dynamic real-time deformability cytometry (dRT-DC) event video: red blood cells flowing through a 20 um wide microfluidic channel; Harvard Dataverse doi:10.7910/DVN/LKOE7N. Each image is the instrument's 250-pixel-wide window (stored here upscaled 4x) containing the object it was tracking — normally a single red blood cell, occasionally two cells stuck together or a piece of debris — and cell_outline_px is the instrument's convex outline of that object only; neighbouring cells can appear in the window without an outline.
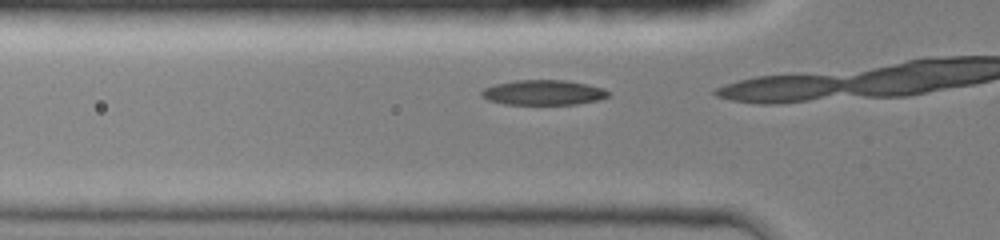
{"species": "common noctule bat (a hibernating species)", "species_latin": "Nyctalus noctula", "temperature_condition": "room temperature", "stored_images_in_passage": 8, "camera_frame_rate_fps": 3000, "um_per_image_px": 0.085, "animal": {"sex": "female", "body_mass_g": 19.0, "forearm_length_mm": 51.5}, "frame": {"image": 1, "passage_image": 7, "time_ms": 2.0, "image_size_px": [1000, 240], "cell_outline_px": [[608, 96], [600, 100], [576, 104], [504, 104], [488, 100], [480, 96], [480, 92], [484, 88], [496, 84], [516, 80], [564, 80], [588, 84], [604, 88], [608, 92]], "centroid_in_image_um": [46.18, 7.86], "position_along_channel_um": 79.6, "area_um2": 18.5}}